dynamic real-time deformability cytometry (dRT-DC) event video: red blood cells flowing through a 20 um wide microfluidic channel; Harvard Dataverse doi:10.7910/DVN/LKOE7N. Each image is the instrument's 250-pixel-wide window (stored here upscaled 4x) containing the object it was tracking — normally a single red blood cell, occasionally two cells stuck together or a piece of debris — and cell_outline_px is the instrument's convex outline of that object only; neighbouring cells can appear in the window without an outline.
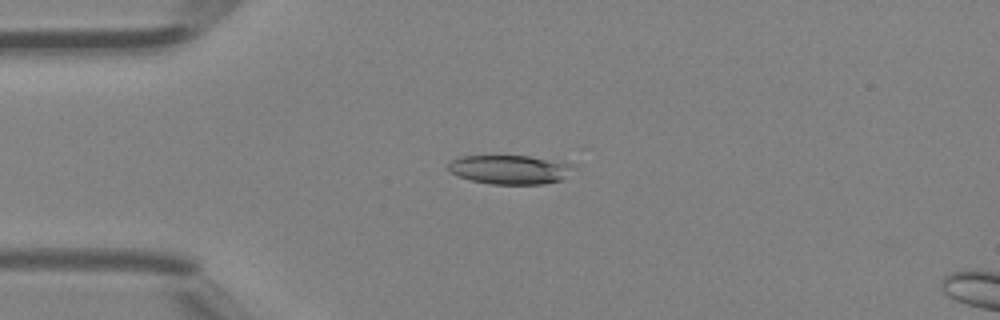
{"species": "Egyptian fruit bat (a non-hibernating species)", "species_latin": "Rousettus aegyptiacus", "temperature_condition": "room temperature", "stored_images_in_passage": 5, "camera_frame_rate_fps": 3000, "um_per_image_px": 0.085, "animal": {"sex": "female"}, "frame": {"image": 1, "passage_image": 4, "time_ms": 1.0, "image_size_px": [1000, 320], "cell_outline_px": [[572, 164], [560, 180], [544, 184], [492, 184], [472, 180], [456, 176], [448, 172], [448, 164], [452, 160], [460, 156], [528, 156]], "centroid_in_image_um": [43.19, 14.41], "position_along_channel_um": 41.8, "area_um2": 20.69}}